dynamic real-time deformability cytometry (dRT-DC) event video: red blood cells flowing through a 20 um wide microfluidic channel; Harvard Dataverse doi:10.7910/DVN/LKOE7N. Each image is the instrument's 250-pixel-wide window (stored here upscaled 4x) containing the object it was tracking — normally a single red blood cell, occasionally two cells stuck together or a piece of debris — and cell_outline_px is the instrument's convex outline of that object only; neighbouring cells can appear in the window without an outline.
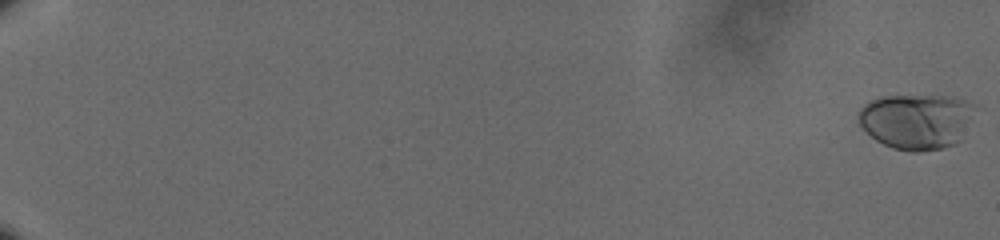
{"species": "human", "species_latin": "Homo sapiens", "temperature_condition": "cold", "stored_images_in_passage": 62, "camera_frame_rate_fps": 3000, "um_per_image_px": 0.085, "donor": {"sex": "male"}, "frame": {"image": 1, "passage_image": 1, "time_ms": 0.0, "image_size_px": [1000, 240], "cell_outline_px": [[968, 104], [956, 140], [952, 144], [940, 148], [920, 152], [912, 152], [892, 148], [876, 140], [860, 124], [860, 108], [868, 100], [884, 96], [952, 96], [964, 100]], "centroid_in_image_um": [77.68, 10.3], "position_along_channel_um": 7.3, "area_um2": 35.43}}
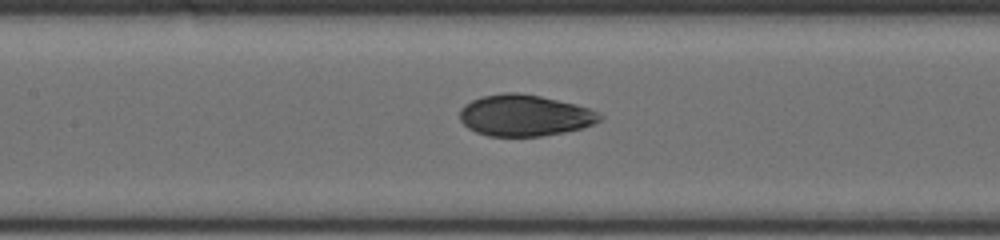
{"frame": {"image": 2, "passage_image": 34, "time_ms": 11.0, "image_size_px": [1000, 240], "cell_outline_px": [[604, 116], [600, 120], [592, 124], [580, 128], [564, 132], [540, 136], [488, 136], [476, 132], [468, 128], [460, 120], [460, 108], [464, 104], [480, 96], [504, 92], [516, 92], [540, 96], [576, 104], [588, 108]], "centroid_in_image_um": [44.55, 9.8], "position_along_channel_um": 162.8, "area_um2": 33.7}}
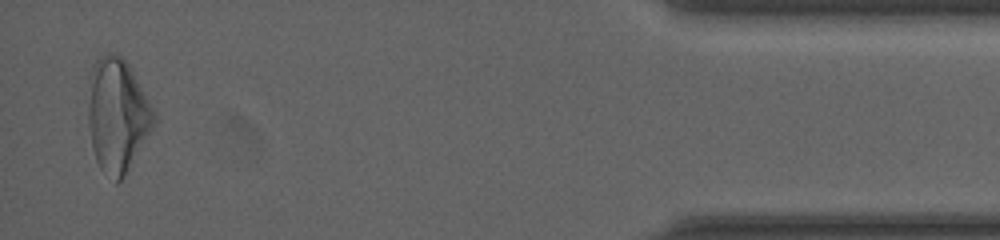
{"frame": {"image": 3, "passage_image": 61, "time_ms": 20.0, "image_size_px": [1000, 240], "cell_outline_px": [[156, 124], [124, 176], [116, 184], [100, 168], [96, 160], [92, 148], [88, 124], [88, 108], [92, 68], [96, 60], [100, 56], [112, 52], [120, 56], [128, 64], [156, 112]], "centroid_in_image_um": [9.99, 9.82], "position_along_channel_um": 425.2, "area_um2": 43.41}, "authors_computed_cell_mechanics": {"area_um2": 34.2176, "velocity_mm_per_s": 3.6057, "shape_relaxation_time_tau1_ms": 3.9804, "shape_relaxation_time_tau2_ms": 1.3194, "deformation_change_tau1": 0.1499, "deformation_change_tau2": 0.0612}}